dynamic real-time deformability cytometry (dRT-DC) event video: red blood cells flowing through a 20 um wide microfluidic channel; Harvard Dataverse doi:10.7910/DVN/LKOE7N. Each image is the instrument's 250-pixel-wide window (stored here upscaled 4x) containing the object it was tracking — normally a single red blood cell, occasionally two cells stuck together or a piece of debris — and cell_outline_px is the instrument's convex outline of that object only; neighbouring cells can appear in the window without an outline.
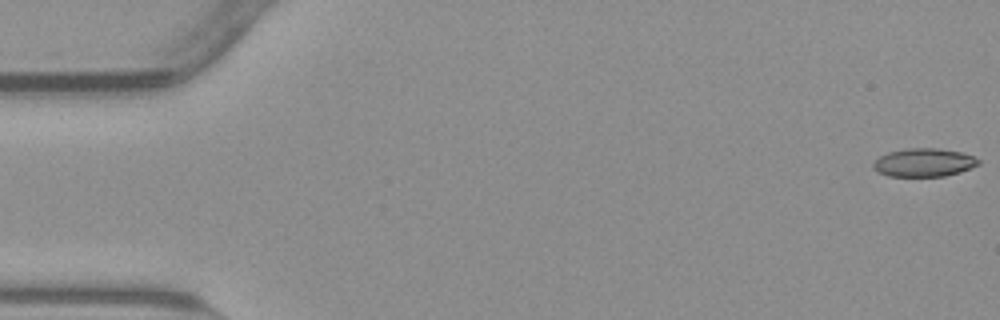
{"species": "common noctule bat (a hibernating species)", "species_latin": "Nyctalus noctula", "temperature_condition": "warm", "stored_images_in_passage": 55, "camera_frame_rate_fps": 3000, "um_per_image_px": 0.085, "animal": {"sex": "male", "body_mass_g": 23.1, "forearm_length_mm": 52.7}, "frame": {"image": 1, "passage_image": 1, "time_ms": 0.0, "image_size_px": [1000, 320], "cell_outline_px": [[980, 164], [960, 172], [944, 176], [888, 176], [872, 168], [872, 164], [880, 156], [888, 152], [908, 148], [936, 148], [960, 152], [972, 156], [980, 160]], "centroid_in_image_um": [78.53, 13.81], "position_along_channel_um": 6.5, "area_um2": 17.22}}
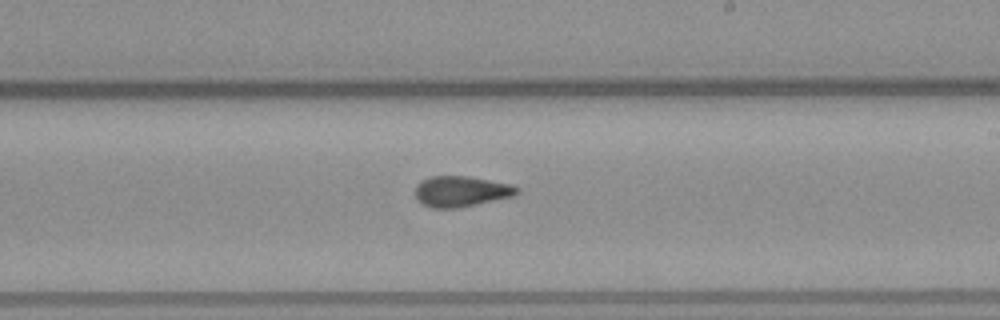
{"frame": {"image": 2, "passage_image": 32, "time_ms": 10.333, "image_size_px": [1000, 320], "cell_outline_px": [[520, 192], [512, 196], [476, 204], [456, 208], [432, 208], [424, 204], [416, 196], [416, 184], [432, 176], [468, 176], [512, 184], [520, 188]], "centroid_in_image_um": [39.23, 16.26], "position_along_channel_um": 249.8, "area_um2": 17.98}}
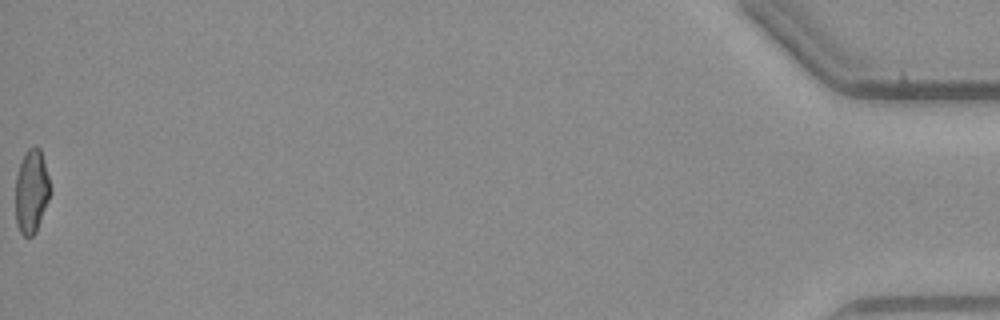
{"frame": {"image": 3, "passage_image": 55, "time_ms": 18.0, "image_size_px": [1000, 320], "cell_outline_px": [[52, 192], [36, 232], [32, 236], [24, 236], [20, 232], [16, 224], [16, 176], [24, 152], [28, 148], [36, 144], [40, 148], [44, 160], [52, 188]], "centroid_in_image_um": [2.7, 16.24], "position_along_channel_um": 432.5, "area_um2": 17.28}, "authors_computed_cell_mechanics": {"area_um2": 17.9758, "velocity_mm_per_s": 3.8254, "shape_relaxation_time_tau1_ms": null, "shape_relaxation_time_tau2_ms": 2.7333, "deformation_change_tau1": null, "deformation_change_tau2": 0.0965}}